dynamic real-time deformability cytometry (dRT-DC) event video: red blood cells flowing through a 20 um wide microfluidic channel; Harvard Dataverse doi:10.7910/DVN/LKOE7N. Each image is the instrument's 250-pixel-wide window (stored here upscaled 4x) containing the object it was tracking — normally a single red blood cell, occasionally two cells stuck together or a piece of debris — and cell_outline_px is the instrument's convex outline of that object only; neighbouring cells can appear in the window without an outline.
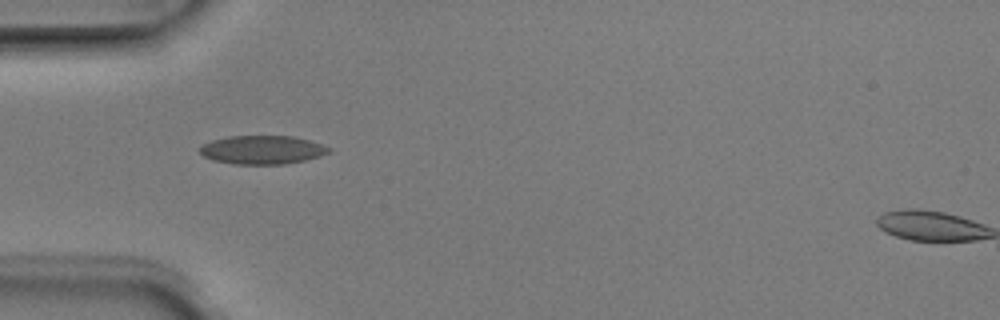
{"species": "Egyptian fruit bat (a non-hibernating species)", "species_latin": "Rousettus aegyptiacus", "temperature_condition": "room temperature", "stored_images_in_passage": 4, "camera_frame_rate_fps": 3000, "um_per_image_px": 0.085, "animal": {"sex": "male"}, "frame": {"image": 1, "passage_image": 3, "time_ms": 0.667, "image_size_px": [1000, 320], "cell_outline_px": [[332, 148], [328, 152], [320, 156], [304, 160], [284, 164], [232, 164], [212, 160], [204, 156], [200, 152], [200, 144], [212, 140], [228, 136], [292, 136], [308, 140]], "centroid_in_image_um": [22.25, 12.73], "position_along_channel_um": 62.8, "area_um2": 21.44}}
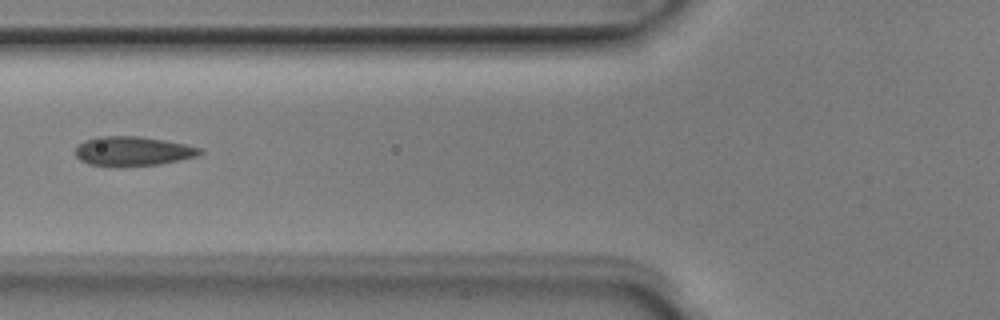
{"frame": {"image": 2, "passage_image": 4, "time_ms": 1.0, "image_size_px": [1000, 320], "cell_outline_px": [[204, 152], [196, 156], [180, 160], [160, 164], [88, 164], [80, 160], [76, 156], [76, 148], [84, 140], [96, 136], [140, 136], [164, 140], [184, 144], [200, 148]], "centroid_in_image_um": [11.3, 12.81], "position_along_channel_um": 114.5, "area_um2": 20.63}}